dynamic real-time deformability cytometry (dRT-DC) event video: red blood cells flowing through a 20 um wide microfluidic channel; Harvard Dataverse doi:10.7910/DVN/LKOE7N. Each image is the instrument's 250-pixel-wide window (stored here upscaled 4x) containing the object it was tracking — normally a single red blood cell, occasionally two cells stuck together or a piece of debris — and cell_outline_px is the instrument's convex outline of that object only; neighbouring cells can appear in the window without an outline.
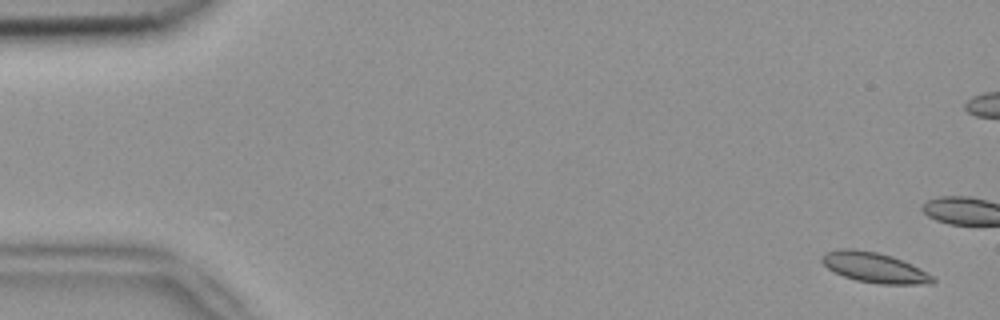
{"species": "common noctule bat (a hibernating species)", "species_latin": "Nyctalus noctula", "temperature_condition": "room temperature", "stored_images_in_passage": 8, "camera_frame_rate_fps": 3000, "um_per_image_px": 0.085, "animal": {"sex": "female", "body_mass_g": 18.4}, "frame": {"image": 1, "passage_image": 1, "time_ms": 0.0, "image_size_px": [1000, 320], "cell_outline_px": [[936, 280], [932, 284], [880, 284], [856, 280], [832, 272], [820, 260], [820, 256], [828, 252], [840, 248], [856, 248], [876, 252], [892, 256], [912, 264], [932, 276]], "centroid_in_image_um": [74.3, 22.73], "position_along_channel_um": 10.7, "area_um2": 19.54}}
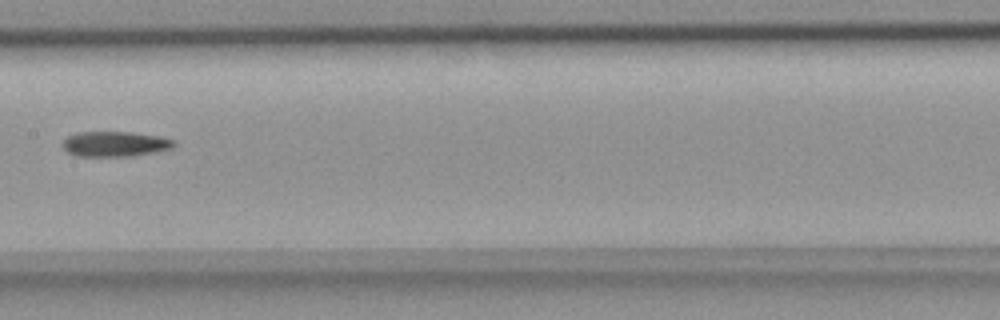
{"frame": {"image": 2, "passage_image": 7, "time_ms": 2.0, "image_size_px": [1000, 320], "cell_outline_px": [[176, 144], [172, 148], [132, 156], [76, 156], [68, 152], [60, 144], [68, 136], [80, 132], [132, 132], [160, 136], [176, 140]], "centroid_in_image_um": [9.78, 12.23], "position_along_channel_um": 197.6, "area_um2": 16.36}}
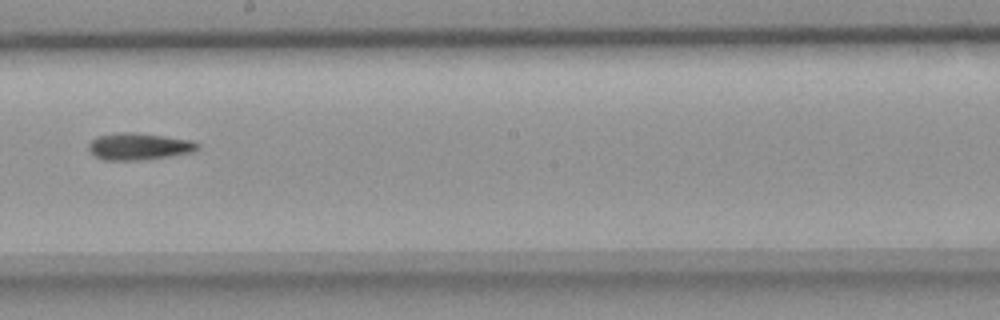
{"frame": {"image": 3, "passage_image": 8, "time_ms": 2.333, "image_size_px": [1000, 320], "cell_outline_px": [[200, 148], [192, 152], [168, 156], [140, 160], [104, 160], [96, 156], [88, 148], [88, 144], [96, 136], [120, 132], [136, 132], [192, 140], [200, 144]], "centroid_in_image_um": [11.82, 12.43], "position_along_channel_um": 236.4, "area_um2": 17.05}}